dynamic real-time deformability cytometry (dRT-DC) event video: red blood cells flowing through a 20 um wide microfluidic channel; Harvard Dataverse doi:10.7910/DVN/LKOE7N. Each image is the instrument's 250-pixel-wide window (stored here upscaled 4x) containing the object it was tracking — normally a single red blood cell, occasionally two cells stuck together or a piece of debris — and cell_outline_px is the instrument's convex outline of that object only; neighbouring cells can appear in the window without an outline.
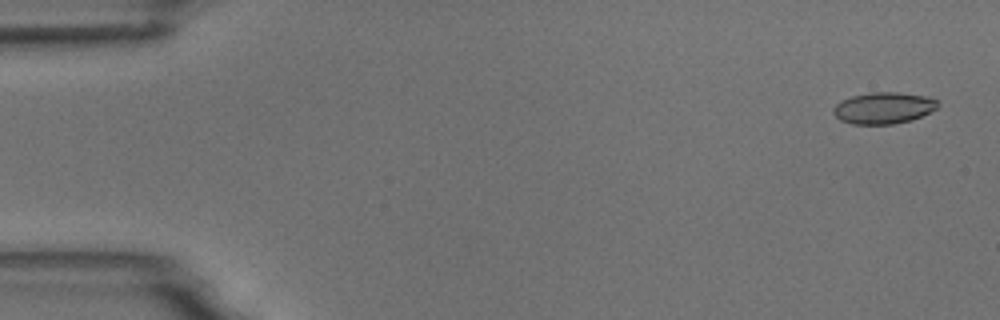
{"species": "common noctule bat (a hibernating species)", "species_latin": "Nyctalus noctula", "temperature_condition": "room temperature", "stored_images_in_passage": 4, "camera_frame_rate_fps": 3000, "um_per_image_px": 0.085, "animal": {"sex": "male", "body_mass_g": 18.8}, "frame": {"image": 1, "passage_image": 1, "time_ms": 0.0, "image_size_px": [1000, 320], "cell_outline_px": [[940, 104], [936, 108], [912, 120], [892, 124], [852, 124], [840, 120], [832, 112], [832, 108], [840, 100], [852, 96], [872, 92], [896, 92], [924, 96], [936, 100]], "centroid_in_image_um": [75.05, 9.18], "position_along_channel_um": 9.9, "area_um2": 19.07}}